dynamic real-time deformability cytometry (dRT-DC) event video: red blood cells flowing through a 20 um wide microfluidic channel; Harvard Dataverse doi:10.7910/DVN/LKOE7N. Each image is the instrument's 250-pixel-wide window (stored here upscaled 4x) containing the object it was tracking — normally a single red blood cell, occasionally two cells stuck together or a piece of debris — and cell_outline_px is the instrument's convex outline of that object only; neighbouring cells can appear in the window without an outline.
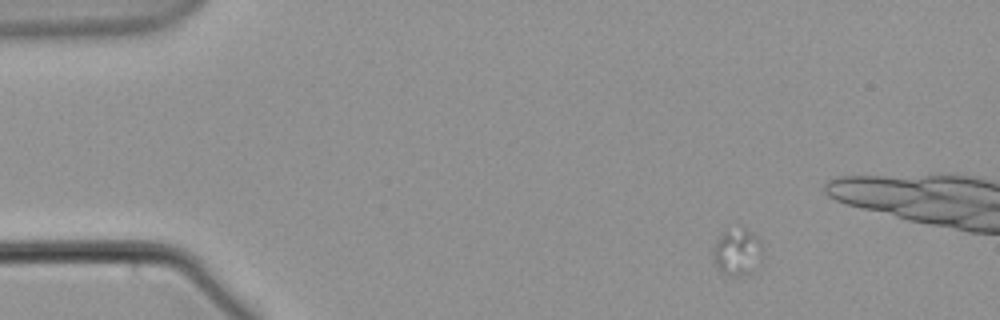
{"species": "common noctule bat (a hibernating species)", "species_latin": "Nyctalus noctula", "temperature_condition": "warm", "stored_images_in_passage": 37, "camera_frame_rate_fps": 3000, "um_per_image_px": 0.085, "animal": {"sex": "male", "body_mass_g": 21.5, "forearm_length_mm": 52.0}, "frame": {"image": 1, "passage_image": 1, "time_ms": 0.0, "image_size_px": [1000, 320], "cell_outline_px": [[764, 264], [748, 276], [732, 276], [724, 272], [712, 260], [712, 248], [716, 240], [724, 232], [744, 228], [756, 236], [764, 244]], "centroid_in_image_um": [62.77, 21.48], "position_along_channel_um": 22.2, "area_um2": 14.1}}